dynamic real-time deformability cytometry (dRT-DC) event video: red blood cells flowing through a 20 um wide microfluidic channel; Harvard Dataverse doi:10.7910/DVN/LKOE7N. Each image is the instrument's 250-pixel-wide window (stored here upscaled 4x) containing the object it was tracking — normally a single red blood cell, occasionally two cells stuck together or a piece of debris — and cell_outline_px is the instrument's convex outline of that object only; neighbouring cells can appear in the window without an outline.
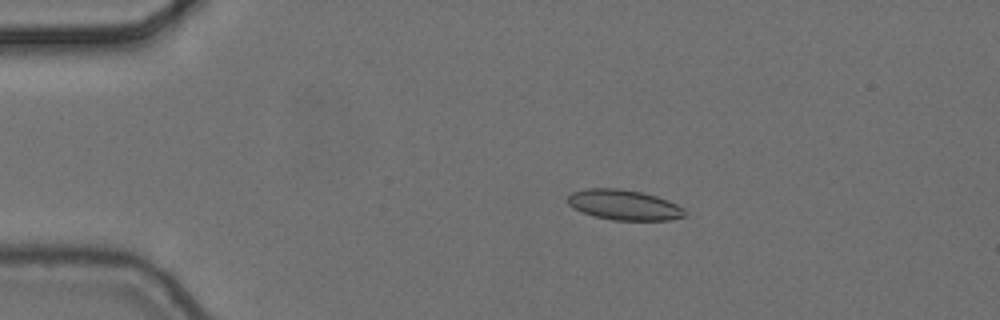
{"species": "common noctule bat (a hibernating species)", "species_latin": "Nyctalus noctula", "temperature_condition": "cold", "stored_images_in_passage": 6, "camera_frame_rate_fps": 3000, "um_per_image_px": 0.085, "animal": {"sex": "female", "body_mass_g": 24.6, "forearm_length_mm": 56.2}, "frame": {"image": 1, "passage_image": 4, "time_ms": 1.0, "image_size_px": [1000, 320], "cell_outline_px": [[688, 212], [684, 216], [668, 220], [612, 220], [596, 216], [572, 208], [568, 204], [568, 196], [572, 192], [588, 188], [620, 188], [640, 192], [656, 196], [668, 200], [684, 208]], "centroid_in_image_um": [53.05, 17.41], "position_along_channel_um": 31.9, "area_um2": 20.58}}
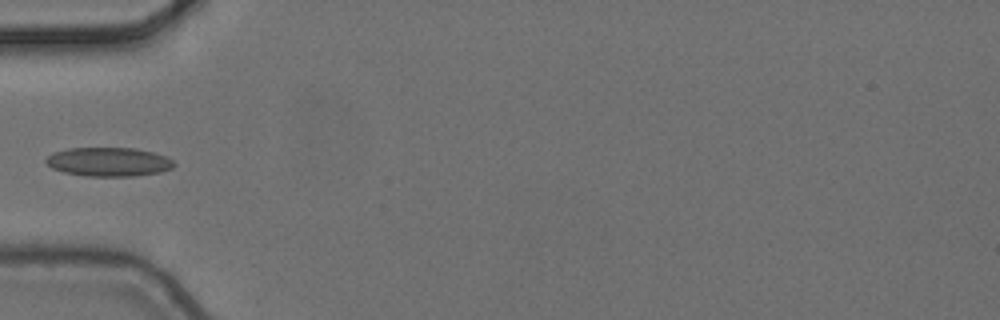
{"frame": {"image": 2, "passage_image": 6, "time_ms": 1.667, "image_size_px": [1000, 320], "cell_outline_px": [[176, 164], [172, 168], [160, 172], [136, 176], [84, 176], [64, 172], [52, 168], [44, 160], [52, 152], [68, 148], [136, 148], [152, 152], [164, 156], [172, 160]], "centroid_in_image_um": [9.22, 13.76], "position_along_channel_um": 75.8, "area_um2": 21.62}}